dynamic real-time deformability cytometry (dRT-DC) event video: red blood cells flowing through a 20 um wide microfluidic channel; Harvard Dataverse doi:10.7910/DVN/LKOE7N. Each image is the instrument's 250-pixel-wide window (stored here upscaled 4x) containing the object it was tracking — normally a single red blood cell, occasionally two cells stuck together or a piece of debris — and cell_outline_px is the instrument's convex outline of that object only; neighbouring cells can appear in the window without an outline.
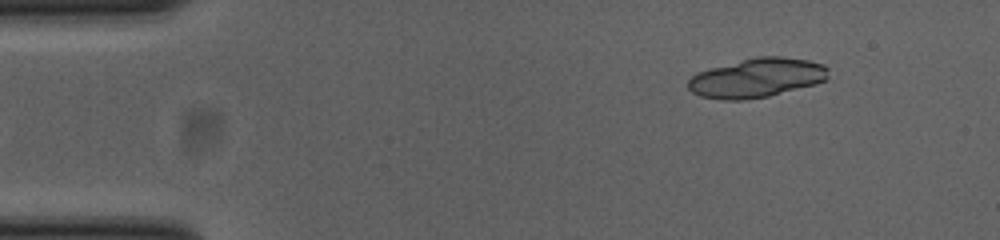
{"species": "common noctule bat (a hibernating species)", "species_latin": "Nyctalus noctula", "temperature_condition": "cold", "stored_images_in_passage": 13, "camera_frame_rate_fps": 3000, "um_per_image_px": 0.085, "animal": {"sex": "female", "body_mass_g": 23.0, "forearm_length_mm": 53.4}, "frame": {"image": 1, "passage_image": 1, "time_ms": 0.0, "image_size_px": [1000, 240], "cell_outline_px": [[828, 76], [824, 80], [816, 84], [768, 96], [744, 100], [720, 100], [700, 96], [692, 92], [688, 88], [688, 80], [696, 72], [756, 56], [780, 56], [808, 60], [824, 64], [828, 68]], "centroid_in_image_um": [64.32, 6.62], "position_along_channel_um": 20.7, "area_um2": 32.08}}